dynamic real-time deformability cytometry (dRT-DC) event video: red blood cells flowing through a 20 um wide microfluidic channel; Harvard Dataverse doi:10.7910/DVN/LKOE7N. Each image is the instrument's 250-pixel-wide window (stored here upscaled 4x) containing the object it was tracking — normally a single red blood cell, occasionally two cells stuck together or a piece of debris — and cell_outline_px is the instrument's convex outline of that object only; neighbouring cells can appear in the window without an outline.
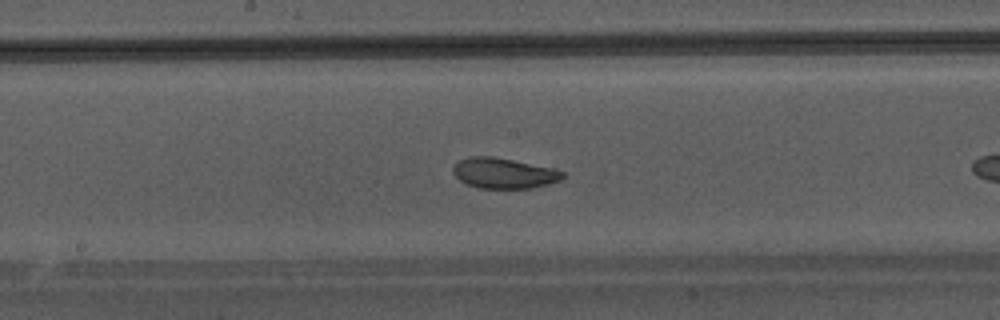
{"species": "Egyptian fruit bat (a non-hibernating species)", "species_latin": "Rousettus aegyptiacus", "temperature_condition": "warm", "stored_images_in_passage": 16, "camera_frame_rate_fps": 3000, "um_per_image_px": 0.085, "animal": {"sex": "male"}, "frame": {"image": 1, "passage_image": 12, "time_ms": 3.667, "image_size_px": [1000, 320], "cell_outline_px": [[564, 176], [560, 180], [548, 184], [532, 188], [480, 188], [468, 184], [460, 180], [452, 172], [452, 168], [460, 160], [472, 156], [492, 156], [556, 168], [564, 172]], "centroid_in_image_um": [42.86, 14.71], "position_along_channel_um": 205.3, "area_um2": 19.42}}